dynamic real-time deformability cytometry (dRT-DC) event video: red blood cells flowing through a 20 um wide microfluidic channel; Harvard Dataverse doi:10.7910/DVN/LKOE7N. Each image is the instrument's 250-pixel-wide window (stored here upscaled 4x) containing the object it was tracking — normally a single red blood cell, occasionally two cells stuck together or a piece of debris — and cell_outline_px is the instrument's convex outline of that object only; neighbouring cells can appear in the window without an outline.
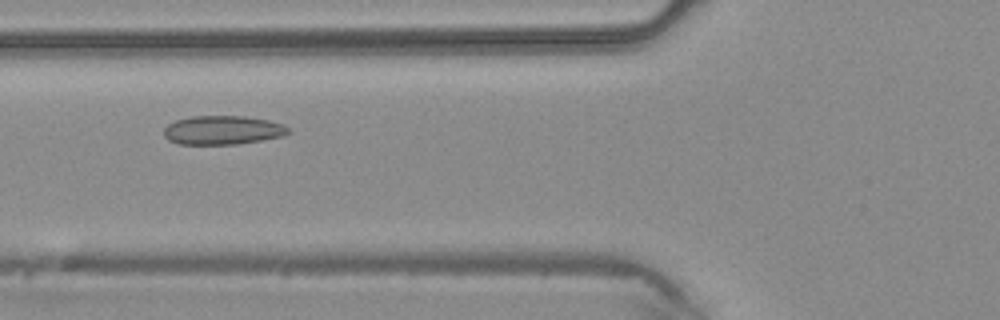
{"species": "common noctule bat (a hibernating species)", "species_latin": "Nyctalus noctula", "temperature_condition": "warm", "stored_images_in_passage": 3, "camera_frame_rate_fps": 3000, "um_per_image_px": 0.085, "animal": {"sex": "male", "body_mass_g": 20.4}, "frame": {"image": 1, "passage_image": 3, "time_ms": 0.667, "image_size_px": [1000, 320], "cell_outline_px": [[292, 132], [280, 136], [240, 144], [180, 144], [168, 140], [164, 136], [164, 128], [168, 124], [176, 120], [192, 116], [244, 116], [268, 120], [284, 124]], "centroid_in_image_um": [18.92, 11.06], "position_along_channel_um": 106.9, "area_um2": 20.92}}